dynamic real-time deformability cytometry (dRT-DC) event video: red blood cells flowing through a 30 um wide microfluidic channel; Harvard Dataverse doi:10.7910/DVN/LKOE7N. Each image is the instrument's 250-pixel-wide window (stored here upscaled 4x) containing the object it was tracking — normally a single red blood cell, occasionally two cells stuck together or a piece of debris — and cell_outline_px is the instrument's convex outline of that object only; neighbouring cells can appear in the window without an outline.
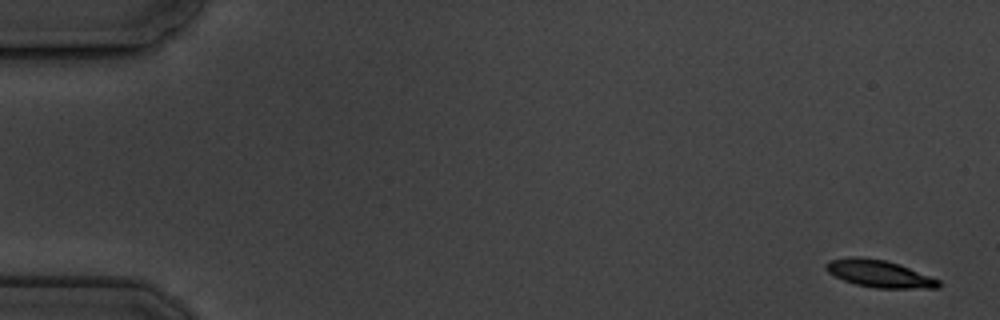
{"species": "common noctule bat (a hibernating species)", "species_latin": "Nyctalus noctula", "temperature_condition": "cold", "stored_images_in_passage": 6, "camera_frame_rate_fps": 3000, "um_per_image_px": 0.085, "animal": {"sex": "male", "body_mass_g": 19.5, "forearm_length_mm": 54.6}, "frame": {"image": 1, "passage_image": 1, "time_ms": 0.0, "image_size_px": [1000, 320], "cell_outline_px": [[940, 288], [876, 288], [856, 284], [844, 280], [828, 272], [824, 268], [824, 264], [828, 260], [848, 256], [860, 256], [884, 260], [900, 264], [940, 280]], "centroid_in_image_um": [74.7, 23.24], "position_along_channel_um": 10.3, "area_um2": 17.98}}
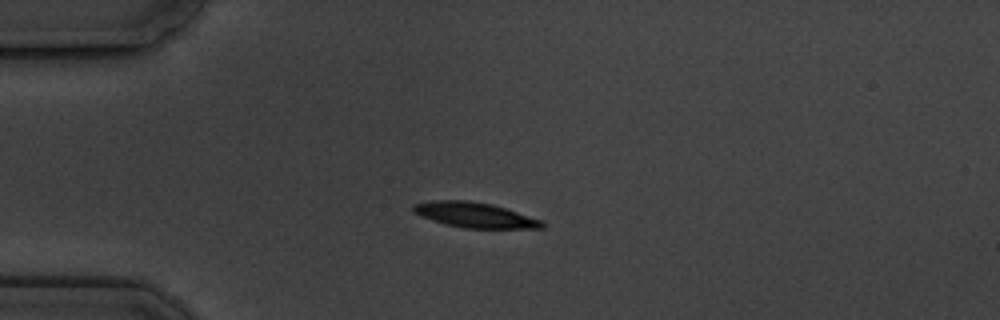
{"frame": {"image": 2, "passage_image": 5, "time_ms": 4.333, "image_size_px": [1000, 320], "cell_outline_px": [[544, 228], [464, 228], [444, 224], [420, 216], [412, 212], [412, 204], [432, 200], [468, 200], [492, 204], [544, 220]], "centroid_in_image_um": [40.33, 18.27], "position_along_channel_um": 44.7, "area_um2": 19.07}}